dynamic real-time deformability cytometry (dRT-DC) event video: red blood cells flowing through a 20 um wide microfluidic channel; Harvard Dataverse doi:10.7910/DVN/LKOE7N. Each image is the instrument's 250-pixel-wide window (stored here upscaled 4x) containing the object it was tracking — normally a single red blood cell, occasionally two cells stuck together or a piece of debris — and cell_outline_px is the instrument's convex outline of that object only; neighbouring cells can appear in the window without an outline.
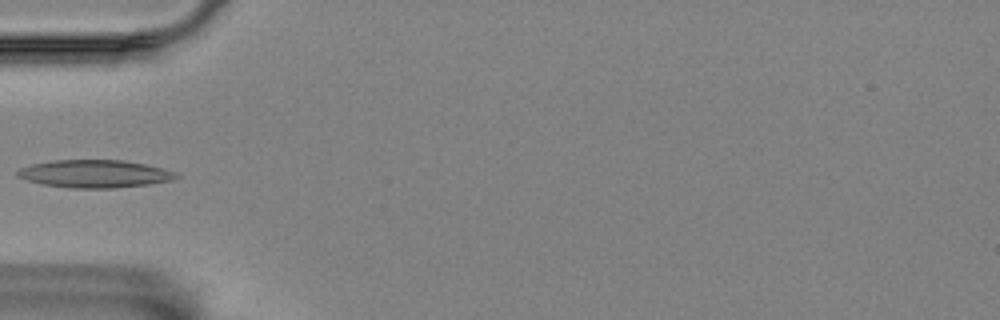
{"species": "Egyptian fruit bat (a non-hibernating species)", "species_latin": "Rousettus aegyptiacus", "temperature_condition": "room temperature", "stored_images_in_passage": 5, "camera_frame_rate_fps": 3000, "um_per_image_px": 0.085, "animal": {"sex": "female"}, "frame": {"image": 1, "passage_image": 5, "time_ms": 1.333, "image_size_px": [1000, 320], "cell_outline_px": [[180, 176], [172, 180], [148, 184], [112, 188], [68, 188], [44, 184], [28, 180], [16, 176], [16, 172], [20, 168], [32, 164], [52, 160], [124, 160], [164, 168], [176, 172]], "centroid_in_image_um": [8.05, 14.77], "position_along_channel_um": 76.9, "area_um2": 25.61}}